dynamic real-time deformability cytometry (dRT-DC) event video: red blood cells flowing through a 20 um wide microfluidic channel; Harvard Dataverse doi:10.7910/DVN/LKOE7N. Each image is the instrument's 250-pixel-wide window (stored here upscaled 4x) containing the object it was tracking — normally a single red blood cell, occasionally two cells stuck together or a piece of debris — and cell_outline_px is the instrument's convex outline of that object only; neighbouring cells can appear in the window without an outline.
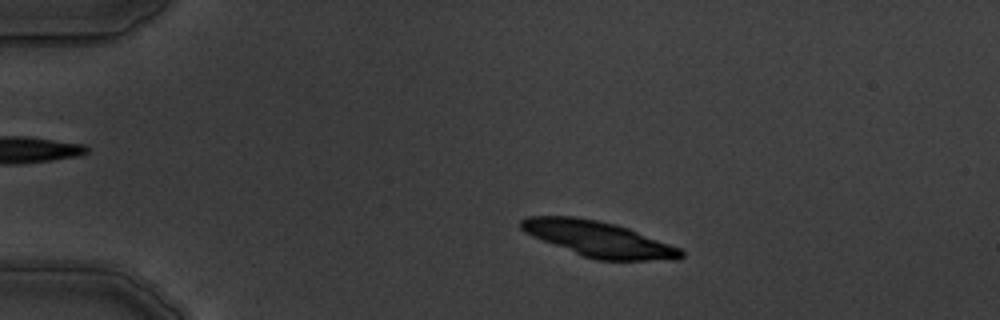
{"species": "common noctule bat (a hibernating species)", "species_latin": "Nyctalus noctula", "temperature_condition": "warm", "stored_images_in_passage": 6, "camera_frame_rate_fps": 3000, "um_per_image_px": 0.085, "animal": {"sex": "male", "body_mass_g": 19.5, "forearm_length_mm": 54.6}, "frame": {"image": 1, "passage_image": 1, "time_ms": 0.0, "image_size_px": [1000, 320], "cell_outline_px": [[684, 256], [676, 260], [596, 260], [584, 256], [532, 236], [524, 232], [520, 228], [520, 220], [528, 216], [576, 216], [616, 224], [628, 228], [680, 248], [684, 252]], "centroid_in_image_um": [50.88, 20.31], "position_along_channel_um": 34.1, "area_um2": 32.83}}